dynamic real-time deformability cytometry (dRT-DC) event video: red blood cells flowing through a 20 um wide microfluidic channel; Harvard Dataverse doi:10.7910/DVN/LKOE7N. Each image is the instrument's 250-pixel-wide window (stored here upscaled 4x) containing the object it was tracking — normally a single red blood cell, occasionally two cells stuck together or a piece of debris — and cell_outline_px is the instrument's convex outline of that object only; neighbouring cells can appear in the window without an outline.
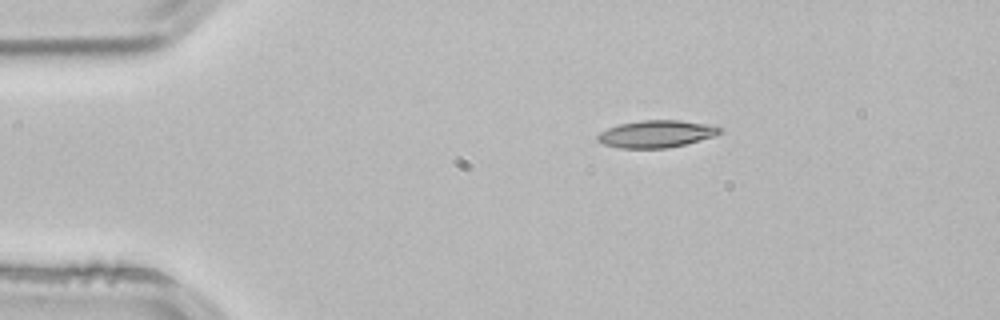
{"species": "common noctule bat (a hibernating species)", "species_latin": "Nyctalus noctula", "temperature_condition": "room temperature", "stored_images_in_passage": 2, "camera_frame_rate_fps": 3000, "um_per_image_px": 0.085, "animal": {"sex": "male", "body_mass_g": 21.5, "forearm_length_mm": 52.0}, "frame": {"image": 1, "passage_image": 1, "time_ms": 0.0, "image_size_px": [1000, 320], "cell_outline_px": [[720, 132], [712, 136], [684, 144], [668, 148], [620, 148], [604, 144], [596, 140], [596, 136], [600, 132], [608, 128], [620, 124], [640, 120], [680, 120], [712, 124], [720, 128]], "centroid_in_image_um": [55.75, 11.37], "position_along_channel_um": 29.3, "area_um2": 19.25}}